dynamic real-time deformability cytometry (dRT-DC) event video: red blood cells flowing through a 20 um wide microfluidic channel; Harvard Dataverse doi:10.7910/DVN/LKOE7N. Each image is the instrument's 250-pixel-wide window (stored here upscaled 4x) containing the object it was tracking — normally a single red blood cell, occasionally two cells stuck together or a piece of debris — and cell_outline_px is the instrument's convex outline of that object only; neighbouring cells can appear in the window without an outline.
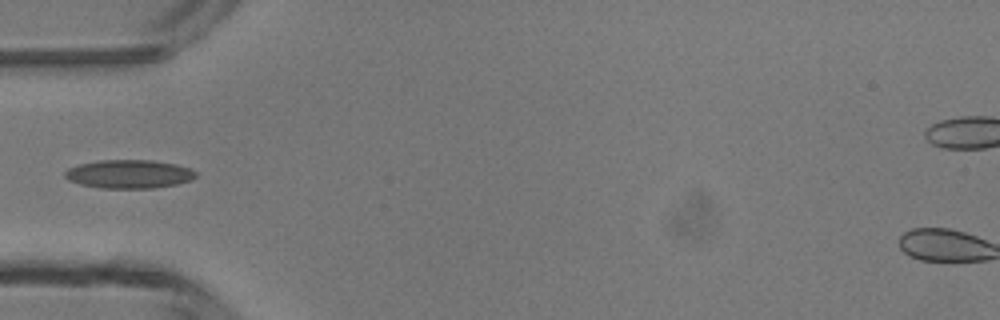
{"species": "common noctule bat (a hibernating species)", "species_latin": "Nyctalus noctula", "temperature_condition": "room temperature", "stored_images_in_passage": 4, "camera_frame_rate_fps": 3000, "um_per_image_px": 0.085, "animal": {"sex": "male", "body_mass_g": 13.3}, "frame": {"image": 1, "passage_image": 4, "time_ms": 4.0, "image_size_px": [1000, 320], "cell_outline_px": [[196, 176], [192, 180], [176, 184], [152, 188], [100, 188], [80, 184], [68, 180], [64, 176], [64, 172], [68, 168], [80, 164], [100, 160], [152, 160], [176, 164], [188, 168], [196, 172]], "centroid_in_image_um": [10.95, 14.79], "position_along_channel_um": 74.0, "area_um2": 21.73}}